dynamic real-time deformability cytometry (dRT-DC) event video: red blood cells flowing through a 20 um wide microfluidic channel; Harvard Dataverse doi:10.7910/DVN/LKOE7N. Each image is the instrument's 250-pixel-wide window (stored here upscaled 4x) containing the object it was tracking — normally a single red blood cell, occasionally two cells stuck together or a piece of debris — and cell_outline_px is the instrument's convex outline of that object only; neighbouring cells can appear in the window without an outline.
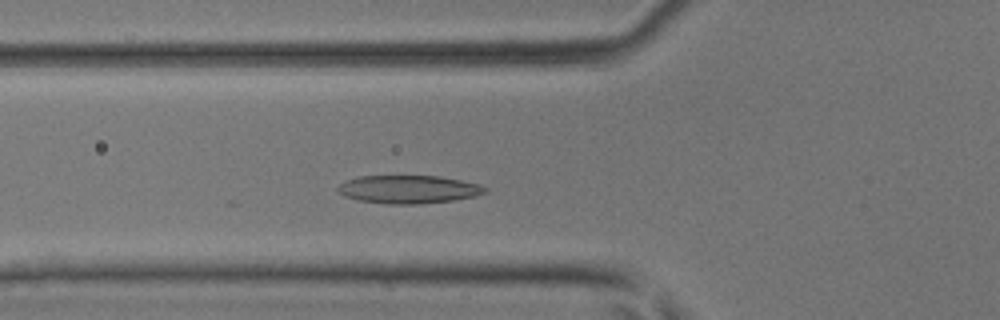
{"species": "common noctule bat (a hibernating species)", "species_latin": "Nyctalus noctula", "temperature_condition": "room temperature", "stored_images_in_passage": 42, "camera_frame_rate_fps": 3000, "um_per_image_px": 0.085, "animal": {"sex": "male", "body_mass_g": 17.9, "forearm_length_mm": 54.2}, "frame": {"image": 1, "passage_image": 12, "time_ms": 3.667, "image_size_px": [1000, 320], "cell_outline_px": [[488, 192], [476, 196], [456, 200], [420, 204], [388, 204], [360, 200], [344, 196], [336, 192], [336, 188], [344, 180], [360, 176], [440, 176], [480, 184], [488, 188]], "centroid_in_image_um": [34.74, 16.09], "position_along_channel_um": 91.1, "area_um2": 24.39}}
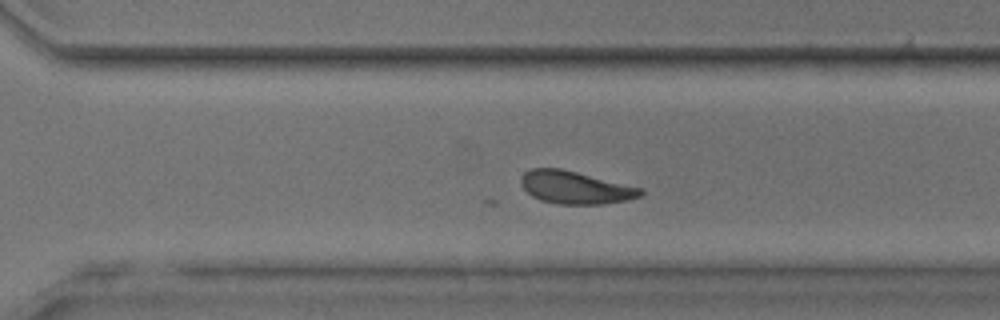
{"frame": {"image": 2, "passage_image": 28, "time_ms": 9.0, "image_size_px": [1000, 320], "cell_outline_px": [[644, 196], [628, 200], [604, 204], [556, 204], [540, 200], [532, 196], [520, 184], [520, 180], [524, 172], [532, 168], [560, 168], [644, 188]], "centroid_in_image_um": [48.94, 15.94], "position_along_channel_um": 321.7, "area_um2": 23.0}}
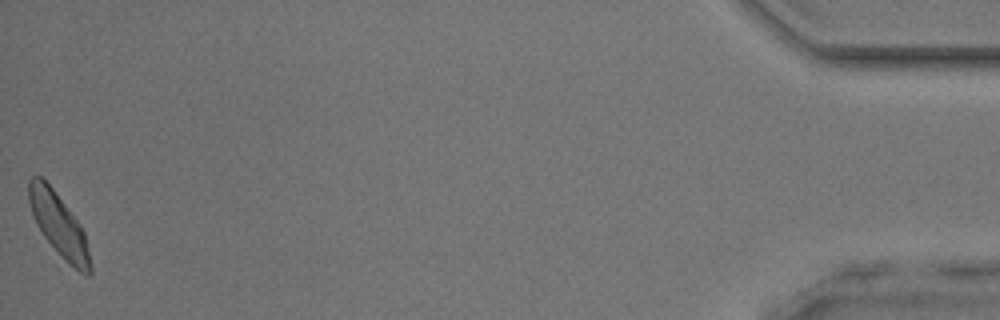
{"frame": {"image": 3, "passage_image": 42, "time_ms": 13.667, "image_size_px": [1000, 320], "cell_outline_px": [[92, 272], [88, 276], [84, 276], [68, 264], [44, 236], [36, 224], [32, 216], [28, 204], [28, 180], [32, 176], [40, 176], [52, 188], [80, 224], [84, 232], [92, 264]], "centroid_in_image_um": [5.0, 19.15], "position_along_channel_um": 430.2, "area_um2": 22.48}}